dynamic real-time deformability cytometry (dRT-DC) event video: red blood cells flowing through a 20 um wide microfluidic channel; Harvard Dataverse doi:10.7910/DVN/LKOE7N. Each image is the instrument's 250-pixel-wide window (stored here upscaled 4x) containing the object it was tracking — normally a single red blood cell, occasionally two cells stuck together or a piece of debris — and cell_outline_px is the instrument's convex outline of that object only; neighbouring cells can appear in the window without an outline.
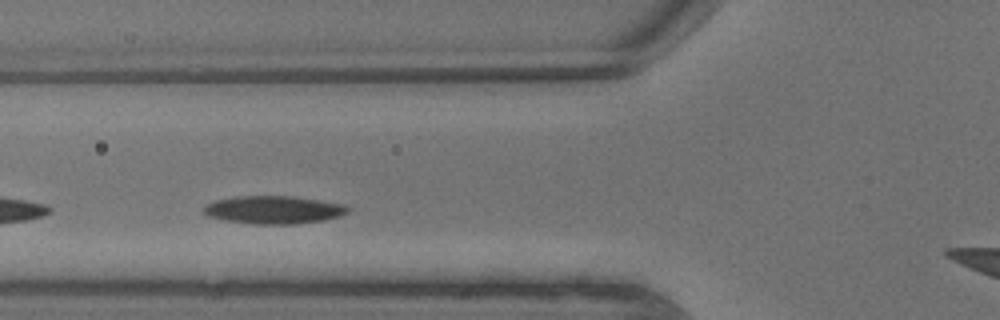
{"species": "common noctule bat (a hibernating species)", "species_latin": "Nyctalus noctula", "temperature_condition": "warm", "stored_images_in_passage": 5, "camera_frame_rate_fps": 3000, "um_per_image_px": 0.085, "animal": {"sex": "male", "body_mass_g": 13.3}, "frame": {"image": 1, "passage_image": 4, "time_ms": 1.0, "image_size_px": [1000, 320], "cell_outline_px": [[348, 212], [340, 216], [324, 220], [296, 224], [256, 224], [228, 220], [208, 216], [200, 208], [204, 204], [216, 200], [236, 196], [292, 196], [344, 204], [348, 208]], "centroid_in_image_um": [23.23, 17.83], "position_along_channel_um": 102.6, "area_um2": 23.41}}